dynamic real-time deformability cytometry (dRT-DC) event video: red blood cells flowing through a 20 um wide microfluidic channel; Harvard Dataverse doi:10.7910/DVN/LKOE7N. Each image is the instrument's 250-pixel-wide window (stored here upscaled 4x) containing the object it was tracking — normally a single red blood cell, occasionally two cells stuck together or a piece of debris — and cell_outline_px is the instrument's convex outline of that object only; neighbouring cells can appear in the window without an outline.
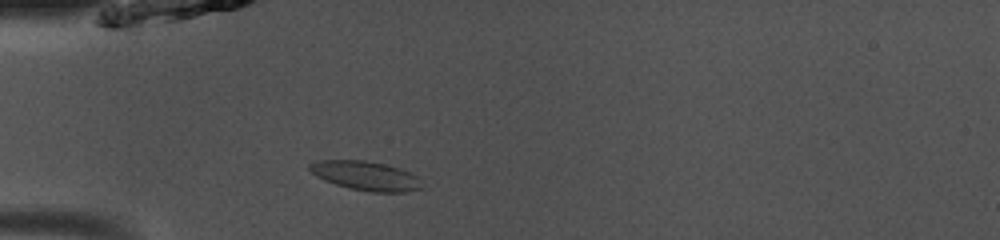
{"species": "common noctule bat (a hibernating species)", "species_latin": "Nyctalus noctula", "temperature_condition": "room temperature", "stored_images_in_passage": 43, "camera_frame_rate_fps": 3000, "um_per_image_px": 0.085, "animal": {"sex": "male", "body_mass_g": 13.0, "forearm_length_mm": 53.1}, "frame": {"image": 1, "passage_image": 8, "time_ms": 2.333, "image_size_px": [1000, 240], "cell_outline_px": [[420, 188], [404, 192], [372, 192], [348, 188], [324, 180], [316, 176], [308, 168], [308, 164], [316, 160], [364, 160], [384, 164], [400, 168], [416, 176]], "centroid_in_image_um": [31.01, 14.93], "position_along_channel_um": 54.0, "area_um2": 18.84}}
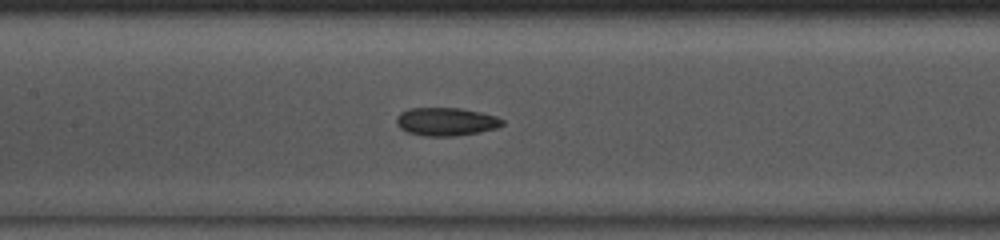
{"frame": {"image": 2, "passage_image": 17, "time_ms": 5.333, "image_size_px": [1000, 240], "cell_outline_px": [[504, 124], [496, 128], [480, 132], [452, 136], [424, 136], [408, 132], [400, 128], [396, 124], [396, 116], [400, 112], [408, 108], [460, 108], [480, 112], [496, 116], [504, 120]], "centroid_in_image_um": [37.89, 10.33], "position_along_channel_um": 169.5, "area_um2": 17.46}}
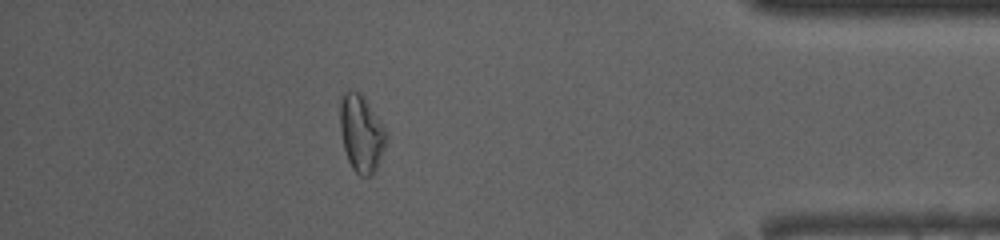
{"frame": {"image": 3, "passage_image": 37, "time_ms": 12.0, "image_size_px": [1000, 240], "cell_outline_px": [[388, 136], [376, 172], [372, 176], [360, 176], [352, 168], [348, 160], [344, 148], [340, 132], [340, 96], [344, 92], [360, 92], [364, 96], [388, 132]], "centroid_in_image_um": [30.72, 11.35], "position_along_channel_um": 404.5, "area_um2": 20.98}, "authors_computed_cell_mechanics": {"area_um2": 18.0336, "velocity_mm_per_s": 4.0597, "shape_relaxation_time_tau1_ms": null, "shape_relaxation_time_tau2_ms": 10.2363, "deformation_change_tau1": null, "deformation_change_tau2": 0.1743}}